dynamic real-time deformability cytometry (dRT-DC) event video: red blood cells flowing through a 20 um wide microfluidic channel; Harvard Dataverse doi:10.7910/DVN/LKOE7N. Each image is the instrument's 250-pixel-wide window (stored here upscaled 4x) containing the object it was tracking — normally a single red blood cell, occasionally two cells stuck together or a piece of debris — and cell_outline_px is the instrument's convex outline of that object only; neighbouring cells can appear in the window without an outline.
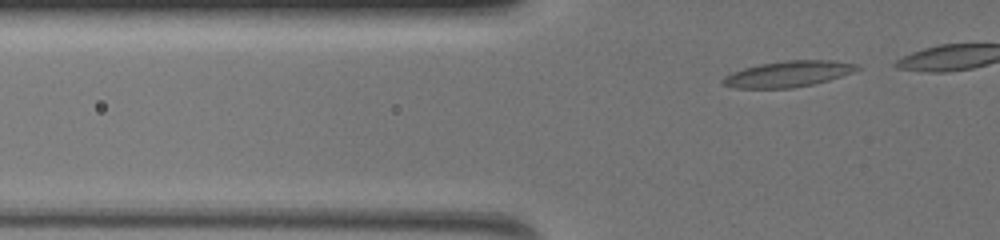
{"species": "common noctule bat (a hibernating species)", "species_latin": "Nyctalus noctula", "temperature_condition": "warm", "stored_images_in_passage": 15, "camera_frame_rate_fps": 3000, "um_per_image_px": 0.085, "animal": {"sex": "female", "body_mass_g": 19.5, "forearm_length_mm": 54.1}, "frame": {"image": 1, "passage_image": 2, "time_ms": 0.333, "image_size_px": [1000, 240], "cell_outline_px": [[860, 68], [852, 72], [828, 80], [812, 84], [792, 88], [736, 88], [724, 84], [720, 80], [724, 76], [732, 72], [744, 68], [760, 64], [788, 60], [832, 60], [856, 64]], "centroid_in_image_um": [66.96, 6.28], "position_along_channel_um": 58.8, "area_um2": 20.06}}
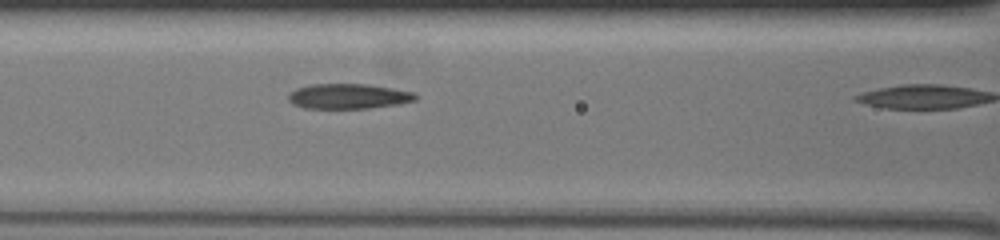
{"frame": {"image": 2, "passage_image": 11, "time_ms": 3.333, "image_size_px": [1000, 240], "cell_outline_px": [[416, 100], [400, 104], [368, 108], [304, 108], [292, 104], [288, 100], [288, 92], [296, 88], [308, 84], [368, 84], [392, 88], [412, 92], [416, 96]], "centroid_in_image_um": [29.56, 8.18], "position_along_channel_um": 137.0, "area_um2": 18.67}}
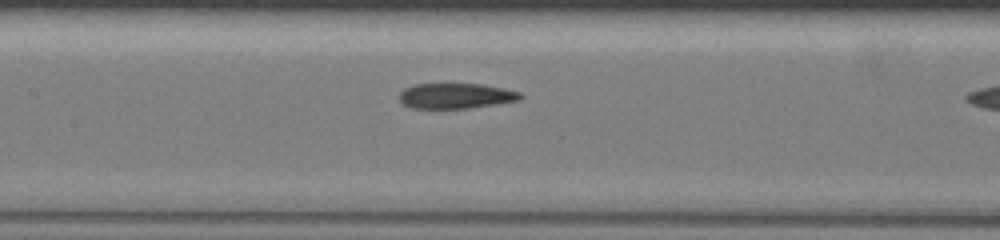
{"frame": {"image": 3, "passage_image": 14, "time_ms": 4.333, "image_size_px": [1000, 240], "cell_outline_px": [[524, 96], [520, 100], [496, 104], [468, 108], [412, 108], [404, 104], [400, 100], [400, 92], [404, 88], [412, 84], [484, 84], [504, 88], [520, 92]], "centroid_in_image_um": [38.77, 8.14], "position_along_channel_um": 168.6, "area_um2": 17.92}}